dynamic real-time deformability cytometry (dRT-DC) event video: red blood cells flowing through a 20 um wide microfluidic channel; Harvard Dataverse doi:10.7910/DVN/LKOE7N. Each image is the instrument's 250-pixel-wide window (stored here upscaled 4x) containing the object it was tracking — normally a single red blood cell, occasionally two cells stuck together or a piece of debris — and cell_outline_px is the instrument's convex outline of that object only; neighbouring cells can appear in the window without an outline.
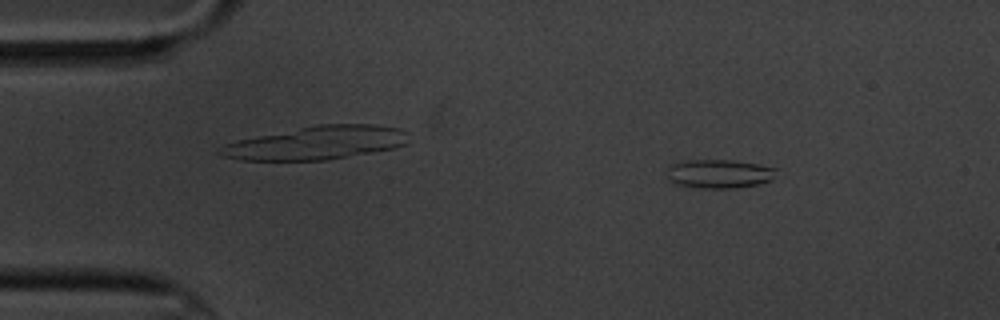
{"species": "common noctule bat (a hibernating species)", "species_latin": "Nyctalus noctula", "temperature_condition": "cold", "stored_images_in_passage": 4, "camera_frame_rate_fps": 3000, "um_per_image_px": 0.085, "animal": {"sex": "male", "body_mass_g": 20.1, "forearm_length_mm": 53.5}, "frame": {"image": 1, "passage_image": 2, "time_ms": 1.333, "image_size_px": [1000, 320], "cell_outline_px": [[776, 168], [772, 180], [756, 184], [736, 188], [700, 188], [680, 184], [668, 180], [668, 168], [672, 164], [688, 160], [736, 160]], "centroid_in_image_um": [61.13, 14.77], "position_along_channel_um": 23.9, "area_um2": 18.09}}